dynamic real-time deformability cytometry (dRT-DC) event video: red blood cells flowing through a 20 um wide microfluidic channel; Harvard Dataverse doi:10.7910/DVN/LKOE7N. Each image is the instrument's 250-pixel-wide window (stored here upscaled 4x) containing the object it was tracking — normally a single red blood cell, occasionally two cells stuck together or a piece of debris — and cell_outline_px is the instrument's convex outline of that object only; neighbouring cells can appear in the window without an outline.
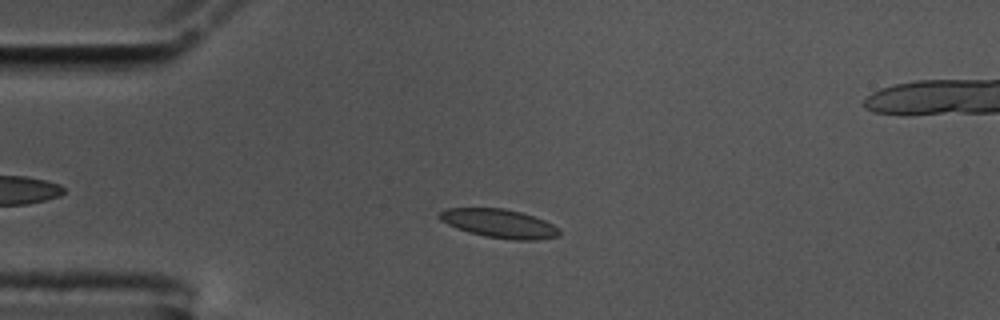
{"species": "common noctule bat (a hibernating species)", "species_latin": "Nyctalus noctula", "temperature_condition": "cold", "stored_images_in_passage": 45, "camera_frame_rate_fps": 3000, "um_per_image_px": 0.085, "animal": {"sex": "male", "body_mass_g": 17.5, "forearm_length_mm": 52.3}, "frame": {"image": 1, "passage_image": 13, "time_ms": 4.0, "image_size_px": [1000, 320], "cell_outline_px": [[560, 236], [536, 240], [516, 240], [484, 236], [468, 232], [448, 224], [440, 220], [436, 216], [440, 212], [448, 208], [504, 208], [520, 212], [544, 220], [560, 228]], "centroid_in_image_um": [42.44, 19.0], "position_along_channel_um": 42.6, "area_um2": 20.0}}
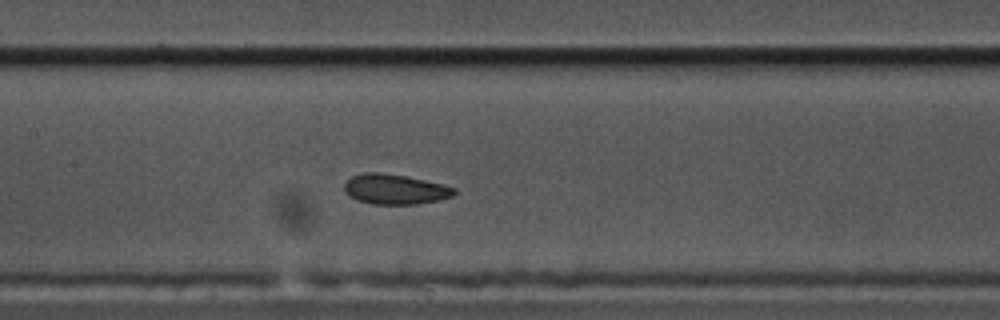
{"frame": {"image": 2, "passage_image": 26, "time_ms": 8.333, "image_size_px": [1000, 320], "cell_outline_px": [[456, 192], [452, 196], [420, 204], [372, 204], [356, 200], [348, 196], [344, 192], [344, 184], [352, 176], [364, 172], [380, 172], [408, 176], [456, 188]], "centroid_in_image_um": [33.53, 16.08], "position_along_channel_um": 173.9, "area_um2": 19.31}}
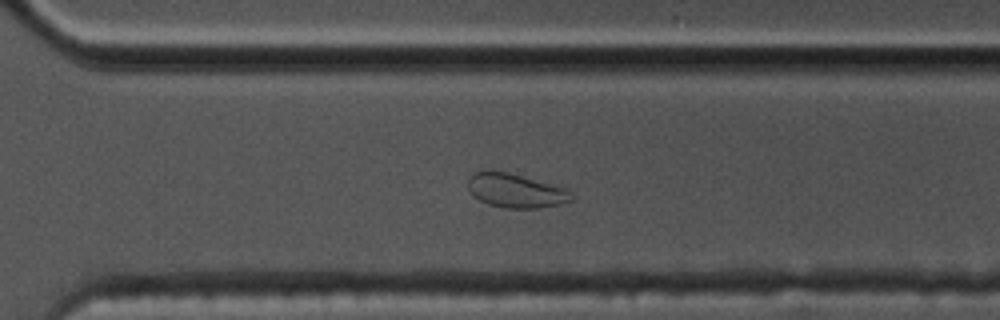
{"frame": {"image": 3, "passage_image": 39, "time_ms": 12.667, "image_size_px": [1000, 320], "cell_outline_px": [[576, 196], [572, 200], [556, 204], [536, 208], [504, 208], [488, 204], [472, 196], [468, 188], [468, 176], [476, 172], [508, 172], [568, 188]], "centroid_in_image_um": [43.85, 16.21], "position_along_channel_um": 326.7, "area_um2": 20.46}}